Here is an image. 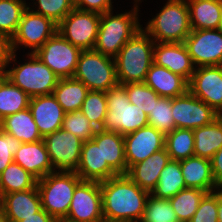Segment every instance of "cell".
I'll return each mask as SVG.
<instances>
[{
    "label": "cell",
    "instance_id": "1f68e13d",
    "mask_svg": "<svg viewBox=\"0 0 222 222\" xmlns=\"http://www.w3.org/2000/svg\"><path fill=\"white\" fill-rule=\"evenodd\" d=\"M37 179L19 164L12 162L0 174V197L8 193L33 189Z\"/></svg>",
    "mask_w": 222,
    "mask_h": 222
},
{
    "label": "cell",
    "instance_id": "7dc6e473",
    "mask_svg": "<svg viewBox=\"0 0 222 222\" xmlns=\"http://www.w3.org/2000/svg\"><path fill=\"white\" fill-rule=\"evenodd\" d=\"M211 167L216 184L222 188V147L212 157Z\"/></svg>",
    "mask_w": 222,
    "mask_h": 222
},
{
    "label": "cell",
    "instance_id": "c3c4849f",
    "mask_svg": "<svg viewBox=\"0 0 222 222\" xmlns=\"http://www.w3.org/2000/svg\"><path fill=\"white\" fill-rule=\"evenodd\" d=\"M19 222H56V220L42 208L39 212Z\"/></svg>",
    "mask_w": 222,
    "mask_h": 222
},
{
    "label": "cell",
    "instance_id": "ab89813d",
    "mask_svg": "<svg viewBox=\"0 0 222 222\" xmlns=\"http://www.w3.org/2000/svg\"><path fill=\"white\" fill-rule=\"evenodd\" d=\"M123 86L126 88L130 103L138 106V108L149 116L155 101H157L160 96L144 82L128 83Z\"/></svg>",
    "mask_w": 222,
    "mask_h": 222
},
{
    "label": "cell",
    "instance_id": "8fae6325",
    "mask_svg": "<svg viewBox=\"0 0 222 222\" xmlns=\"http://www.w3.org/2000/svg\"><path fill=\"white\" fill-rule=\"evenodd\" d=\"M58 24L52 19L32 11L29 6L24 10L17 31L11 39L12 52L20 47L30 48L35 53L57 32ZM33 50V51H32Z\"/></svg>",
    "mask_w": 222,
    "mask_h": 222
},
{
    "label": "cell",
    "instance_id": "ffe728a7",
    "mask_svg": "<svg viewBox=\"0 0 222 222\" xmlns=\"http://www.w3.org/2000/svg\"><path fill=\"white\" fill-rule=\"evenodd\" d=\"M28 108L42 137L62 128L66 113L53 94L31 97Z\"/></svg>",
    "mask_w": 222,
    "mask_h": 222
},
{
    "label": "cell",
    "instance_id": "7c38bea8",
    "mask_svg": "<svg viewBox=\"0 0 222 222\" xmlns=\"http://www.w3.org/2000/svg\"><path fill=\"white\" fill-rule=\"evenodd\" d=\"M54 172H75L78 168L83 141L65 130L43 137Z\"/></svg>",
    "mask_w": 222,
    "mask_h": 222
},
{
    "label": "cell",
    "instance_id": "ee69618b",
    "mask_svg": "<svg viewBox=\"0 0 222 222\" xmlns=\"http://www.w3.org/2000/svg\"><path fill=\"white\" fill-rule=\"evenodd\" d=\"M21 142L11 134L0 129V174L12 162Z\"/></svg>",
    "mask_w": 222,
    "mask_h": 222
},
{
    "label": "cell",
    "instance_id": "4316f807",
    "mask_svg": "<svg viewBox=\"0 0 222 222\" xmlns=\"http://www.w3.org/2000/svg\"><path fill=\"white\" fill-rule=\"evenodd\" d=\"M191 28L219 29L222 19V0H187Z\"/></svg>",
    "mask_w": 222,
    "mask_h": 222
},
{
    "label": "cell",
    "instance_id": "5bb4252c",
    "mask_svg": "<svg viewBox=\"0 0 222 222\" xmlns=\"http://www.w3.org/2000/svg\"><path fill=\"white\" fill-rule=\"evenodd\" d=\"M183 43L195 67L222 65V30L192 29Z\"/></svg>",
    "mask_w": 222,
    "mask_h": 222
},
{
    "label": "cell",
    "instance_id": "2e32d148",
    "mask_svg": "<svg viewBox=\"0 0 222 222\" xmlns=\"http://www.w3.org/2000/svg\"><path fill=\"white\" fill-rule=\"evenodd\" d=\"M188 90L222 116V65L196 67Z\"/></svg>",
    "mask_w": 222,
    "mask_h": 222
},
{
    "label": "cell",
    "instance_id": "f5cc1de1",
    "mask_svg": "<svg viewBox=\"0 0 222 222\" xmlns=\"http://www.w3.org/2000/svg\"><path fill=\"white\" fill-rule=\"evenodd\" d=\"M2 122H3V117H2L1 114H0V129H1V124H2Z\"/></svg>",
    "mask_w": 222,
    "mask_h": 222
},
{
    "label": "cell",
    "instance_id": "db71d44e",
    "mask_svg": "<svg viewBox=\"0 0 222 222\" xmlns=\"http://www.w3.org/2000/svg\"><path fill=\"white\" fill-rule=\"evenodd\" d=\"M0 222H5L1 213H0Z\"/></svg>",
    "mask_w": 222,
    "mask_h": 222
},
{
    "label": "cell",
    "instance_id": "836d02e7",
    "mask_svg": "<svg viewBox=\"0 0 222 222\" xmlns=\"http://www.w3.org/2000/svg\"><path fill=\"white\" fill-rule=\"evenodd\" d=\"M165 149L171 160H183L194 156V133L192 129L175 128L165 135Z\"/></svg>",
    "mask_w": 222,
    "mask_h": 222
},
{
    "label": "cell",
    "instance_id": "d590c367",
    "mask_svg": "<svg viewBox=\"0 0 222 222\" xmlns=\"http://www.w3.org/2000/svg\"><path fill=\"white\" fill-rule=\"evenodd\" d=\"M27 7L25 0H0V33L11 40Z\"/></svg>",
    "mask_w": 222,
    "mask_h": 222
},
{
    "label": "cell",
    "instance_id": "d6986e66",
    "mask_svg": "<svg viewBox=\"0 0 222 222\" xmlns=\"http://www.w3.org/2000/svg\"><path fill=\"white\" fill-rule=\"evenodd\" d=\"M42 209L37 186L0 197V213L5 222H19Z\"/></svg>",
    "mask_w": 222,
    "mask_h": 222
},
{
    "label": "cell",
    "instance_id": "7a4b0ae2",
    "mask_svg": "<svg viewBox=\"0 0 222 222\" xmlns=\"http://www.w3.org/2000/svg\"><path fill=\"white\" fill-rule=\"evenodd\" d=\"M154 40L143 30L138 31L114 57L120 85L144 82L153 64Z\"/></svg>",
    "mask_w": 222,
    "mask_h": 222
},
{
    "label": "cell",
    "instance_id": "d4e9b609",
    "mask_svg": "<svg viewBox=\"0 0 222 222\" xmlns=\"http://www.w3.org/2000/svg\"><path fill=\"white\" fill-rule=\"evenodd\" d=\"M186 188H197L211 193L220 188L212 174L211 160L192 156L180 160Z\"/></svg>",
    "mask_w": 222,
    "mask_h": 222
},
{
    "label": "cell",
    "instance_id": "d6a6232c",
    "mask_svg": "<svg viewBox=\"0 0 222 222\" xmlns=\"http://www.w3.org/2000/svg\"><path fill=\"white\" fill-rule=\"evenodd\" d=\"M30 96L6 76L0 82V114L4 118L29 107Z\"/></svg>",
    "mask_w": 222,
    "mask_h": 222
},
{
    "label": "cell",
    "instance_id": "603a6c76",
    "mask_svg": "<svg viewBox=\"0 0 222 222\" xmlns=\"http://www.w3.org/2000/svg\"><path fill=\"white\" fill-rule=\"evenodd\" d=\"M170 160L166 149H161L147 159L132 165L126 175L140 188L151 193L159 181L161 171Z\"/></svg>",
    "mask_w": 222,
    "mask_h": 222
},
{
    "label": "cell",
    "instance_id": "ac0fdd59",
    "mask_svg": "<svg viewBox=\"0 0 222 222\" xmlns=\"http://www.w3.org/2000/svg\"><path fill=\"white\" fill-rule=\"evenodd\" d=\"M153 63L184 77L188 82L196 68L184 43L155 42Z\"/></svg>",
    "mask_w": 222,
    "mask_h": 222
},
{
    "label": "cell",
    "instance_id": "681fc988",
    "mask_svg": "<svg viewBox=\"0 0 222 222\" xmlns=\"http://www.w3.org/2000/svg\"><path fill=\"white\" fill-rule=\"evenodd\" d=\"M218 222H222V188H218Z\"/></svg>",
    "mask_w": 222,
    "mask_h": 222
},
{
    "label": "cell",
    "instance_id": "f35d334b",
    "mask_svg": "<svg viewBox=\"0 0 222 222\" xmlns=\"http://www.w3.org/2000/svg\"><path fill=\"white\" fill-rule=\"evenodd\" d=\"M140 222H179L169 199L149 194Z\"/></svg>",
    "mask_w": 222,
    "mask_h": 222
},
{
    "label": "cell",
    "instance_id": "f546056e",
    "mask_svg": "<svg viewBox=\"0 0 222 222\" xmlns=\"http://www.w3.org/2000/svg\"><path fill=\"white\" fill-rule=\"evenodd\" d=\"M89 89L86 85L74 78H60L53 90V96L61 105L63 111H80Z\"/></svg>",
    "mask_w": 222,
    "mask_h": 222
},
{
    "label": "cell",
    "instance_id": "9c48e42d",
    "mask_svg": "<svg viewBox=\"0 0 222 222\" xmlns=\"http://www.w3.org/2000/svg\"><path fill=\"white\" fill-rule=\"evenodd\" d=\"M101 14L74 8L59 24L57 31L81 50H93Z\"/></svg>",
    "mask_w": 222,
    "mask_h": 222
},
{
    "label": "cell",
    "instance_id": "7bdbcfd3",
    "mask_svg": "<svg viewBox=\"0 0 222 222\" xmlns=\"http://www.w3.org/2000/svg\"><path fill=\"white\" fill-rule=\"evenodd\" d=\"M189 222H218V189L203 197Z\"/></svg>",
    "mask_w": 222,
    "mask_h": 222
},
{
    "label": "cell",
    "instance_id": "cb8c5ba5",
    "mask_svg": "<svg viewBox=\"0 0 222 222\" xmlns=\"http://www.w3.org/2000/svg\"><path fill=\"white\" fill-rule=\"evenodd\" d=\"M144 83L165 98H174L188 91V81L184 77L155 63L150 66Z\"/></svg>",
    "mask_w": 222,
    "mask_h": 222
},
{
    "label": "cell",
    "instance_id": "f907efd6",
    "mask_svg": "<svg viewBox=\"0 0 222 222\" xmlns=\"http://www.w3.org/2000/svg\"><path fill=\"white\" fill-rule=\"evenodd\" d=\"M5 77V71L0 68V82L4 79Z\"/></svg>",
    "mask_w": 222,
    "mask_h": 222
},
{
    "label": "cell",
    "instance_id": "83f0119b",
    "mask_svg": "<svg viewBox=\"0 0 222 222\" xmlns=\"http://www.w3.org/2000/svg\"><path fill=\"white\" fill-rule=\"evenodd\" d=\"M1 130L11 134L21 143H33L43 139L29 108L4 117Z\"/></svg>",
    "mask_w": 222,
    "mask_h": 222
},
{
    "label": "cell",
    "instance_id": "52a82bcc",
    "mask_svg": "<svg viewBox=\"0 0 222 222\" xmlns=\"http://www.w3.org/2000/svg\"><path fill=\"white\" fill-rule=\"evenodd\" d=\"M27 57L26 63L8 68L5 76L30 97L53 94L60 78L34 53Z\"/></svg>",
    "mask_w": 222,
    "mask_h": 222
},
{
    "label": "cell",
    "instance_id": "7402d4cb",
    "mask_svg": "<svg viewBox=\"0 0 222 222\" xmlns=\"http://www.w3.org/2000/svg\"><path fill=\"white\" fill-rule=\"evenodd\" d=\"M13 160L37 180L54 172L43 139L33 143H21Z\"/></svg>",
    "mask_w": 222,
    "mask_h": 222
},
{
    "label": "cell",
    "instance_id": "ba28073f",
    "mask_svg": "<svg viewBox=\"0 0 222 222\" xmlns=\"http://www.w3.org/2000/svg\"><path fill=\"white\" fill-rule=\"evenodd\" d=\"M90 91H103L117 86L116 64L113 57L93 50H82L73 76Z\"/></svg>",
    "mask_w": 222,
    "mask_h": 222
},
{
    "label": "cell",
    "instance_id": "5b68a950",
    "mask_svg": "<svg viewBox=\"0 0 222 222\" xmlns=\"http://www.w3.org/2000/svg\"><path fill=\"white\" fill-rule=\"evenodd\" d=\"M81 181L75 172H52L37 180L42 208L55 220L66 218L74 190Z\"/></svg>",
    "mask_w": 222,
    "mask_h": 222
},
{
    "label": "cell",
    "instance_id": "74e56055",
    "mask_svg": "<svg viewBox=\"0 0 222 222\" xmlns=\"http://www.w3.org/2000/svg\"><path fill=\"white\" fill-rule=\"evenodd\" d=\"M148 125L165 135L176 128L172 114V98L160 97L155 101L148 116Z\"/></svg>",
    "mask_w": 222,
    "mask_h": 222
},
{
    "label": "cell",
    "instance_id": "4dcf8cb0",
    "mask_svg": "<svg viewBox=\"0 0 222 222\" xmlns=\"http://www.w3.org/2000/svg\"><path fill=\"white\" fill-rule=\"evenodd\" d=\"M185 188L180 161L170 160L161 171L159 181L150 194L156 198L169 199Z\"/></svg>",
    "mask_w": 222,
    "mask_h": 222
},
{
    "label": "cell",
    "instance_id": "e0dca14e",
    "mask_svg": "<svg viewBox=\"0 0 222 222\" xmlns=\"http://www.w3.org/2000/svg\"><path fill=\"white\" fill-rule=\"evenodd\" d=\"M125 157L128 169L165 148V134L153 126H145L124 135Z\"/></svg>",
    "mask_w": 222,
    "mask_h": 222
},
{
    "label": "cell",
    "instance_id": "277c9868",
    "mask_svg": "<svg viewBox=\"0 0 222 222\" xmlns=\"http://www.w3.org/2000/svg\"><path fill=\"white\" fill-rule=\"evenodd\" d=\"M143 30L154 42L183 43L192 31L187 0H168Z\"/></svg>",
    "mask_w": 222,
    "mask_h": 222
},
{
    "label": "cell",
    "instance_id": "11a10c76",
    "mask_svg": "<svg viewBox=\"0 0 222 222\" xmlns=\"http://www.w3.org/2000/svg\"><path fill=\"white\" fill-rule=\"evenodd\" d=\"M134 1H135L134 3H136V4H137V3H138V2H140L141 0H134Z\"/></svg>",
    "mask_w": 222,
    "mask_h": 222
},
{
    "label": "cell",
    "instance_id": "f6af8a7d",
    "mask_svg": "<svg viewBox=\"0 0 222 222\" xmlns=\"http://www.w3.org/2000/svg\"><path fill=\"white\" fill-rule=\"evenodd\" d=\"M74 8L100 14L113 10L112 0H74Z\"/></svg>",
    "mask_w": 222,
    "mask_h": 222
},
{
    "label": "cell",
    "instance_id": "6da1fadb",
    "mask_svg": "<svg viewBox=\"0 0 222 222\" xmlns=\"http://www.w3.org/2000/svg\"><path fill=\"white\" fill-rule=\"evenodd\" d=\"M104 222H140L149 192L126 174L100 182Z\"/></svg>",
    "mask_w": 222,
    "mask_h": 222
},
{
    "label": "cell",
    "instance_id": "f1b7e54d",
    "mask_svg": "<svg viewBox=\"0 0 222 222\" xmlns=\"http://www.w3.org/2000/svg\"><path fill=\"white\" fill-rule=\"evenodd\" d=\"M194 133V156L211 160L222 147V116L212 123L198 127Z\"/></svg>",
    "mask_w": 222,
    "mask_h": 222
},
{
    "label": "cell",
    "instance_id": "9f6ffc18",
    "mask_svg": "<svg viewBox=\"0 0 222 222\" xmlns=\"http://www.w3.org/2000/svg\"><path fill=\"white\" fill-rule=\"evenodd\" d=\"M220 30H222V19H221V25H220V28H219Z\"/></svg>",
    "mask_w": 222,
    "mask_h": 222
},
{
    "label": "cell",
    "instance_id": "e575fe53",
    "mask_svg": "<svg viewBox=\"0 0 222 222\" xmlns=\"http://www.w3.org/2000/svg\"><path fill=\"white\" fill-rule=\"evenodd\" d=\"M206 194L207 192L201 189L185 188L169 198L178 221L189 222Z\"/></svg>",
    "mask_w": 222,
    "mask_h": 222
},
{
    "label": "cell",
    "instance_id": "30bf717a",
    "mask_svg": "<svg viewBox=\"0 0 222 222\" xmlns=\"http://www.w3.org/2000/svg\"><path fill=\"white\" fill-rule=\"evenodd\" d=\"M81 51L57 31L34 54L59 78H73Z\"/></svg>",
    "mask_w": 222,
    "mask_h": 222
},
{
    "label": "cell",
    "instance_id": "60d3db41",
    "mask_svg": "<svg viewBox=\"0 0 222 222\" xmlns=\"http://www.w3.org/2000/svg\"><path fill=\"white\" fill-rule=\"evenodd\" d=\"M62 129L74 134L83 142L92 139L98 130L81 111L67 112Z\"/></svg>",
    "mask_w": 222,
    "mask_h": 222
},
{
    "label": "cell",
    "instance_id": "9a60e30c",
    "mask_svg": "<svg viewBox=\"0 0 222 222\" xmlns=\"http://www.w3.org/2000/svg\"><path fill=\"white\" fill-rule=\"evenodd\" d=\"M172 114L176 128L192 130L208 125L220 116L189 90L172 98Z\"/></svg>",
    "mask_w": 222,
    "mask_h": 222
},
{
    "label": "cell",
    "instance_id": "bcb514c9",
    "mask_svg": "<svg viewBox=\"0 0 222 222\" xmlns=\"http://www.w3.org/2000/svg\"><path fill=\"white\" fill-rule=\"evenodd\" d=\"M16 57V53L12 52L11 40L0 33V68L6 72V68L16 62Z\"/></svg>",
    "mask_w": 222,
    "mask_h": 222
},
{
    "label": "cell",
    "instance_id": "44dd1931",
    "mask_svg": "<svg viewBox=\"0 0 222 222\" xmlns=\"http://www.w3.org/2000/svg\"><path fill=\"white\" fill-rule=\"evenodd\" d=\"M76 174L82 180L98 182L118 175L108 164H103L101 142H95L93 139H89L82 144Z\"/></svg>",
    "mask_w": 222,
    "mask_h": 222
},
{
    "label": "cell",
    "instance_id": "8992f818",
    "mask_svg": "<svg viewBox=\"0 0 222 222\" xmlns=\"http://www.w3.org/2000/svg\"><path fill=\"white\" fill-rule=\"evenodd\" d=\"M107 114L102 129L125 135L148 125V115L135 104L130 103L123 85L105 92Z\"/></svg>",
    "mask_w": 222,
    "mask_h": 222
},
{
    "label": "cell",
    "instance_id": "484cf974",
    "mask_svg": "<svg viewBox=\"0 0 222 222\" xmlns=\"http://www.w3.org/2000/svg\"><path fill=\"white\" fill-rule=\"evenodd\" d=\"M92 139L101 142L103 164H108L117 174H127L124 135L98 129Z\"/></svg>",
    "mask_w": 222,
    "mask_h": 222
},
{
    "label": "cell",
    "instance_id": "816d5d0a",
    "mask_svg": "<svg viewBox=\"0 0 222 222\" xmlns=\"http://www.w3.org/2000/svg\"><path fill=\"white\" fill-rule=\"evenodd\" d=\"M56 222H74V221H71L67 218H64V219H59V220H56Z\"/></svg>",
    "mask_w": 222,
    "mask_h": 222
},
{
    "label": "cell",
    "instance_id": "8d00e7d4",
    "mask_svg": "<svg viewBox=\"0 0 222 222\" xmlns=\"http://www.w3.org/2000/svg\"><path fill=\"white\" fill-rule=\"evenodd\" d=\"M80 111L97 129H102L108 111L105 92L89 90Z\"/></svg>",
    "mask_w": 222,
    "mask_h": 222
},
{
    "label": "cell",
    "instance_id": "b9f144b4",
    "mask_svg": "<svg viewBox=\"0 0 222 222\" xmlns=\"http://www.w3.org/2000/svg\"><path fill=\"white\" fill-rule=\"evenodd\" d=\"M33 4L38 5L35 13L41 14L44 17L52 19L56 24H59L73 9L74 0H36Z\"/></svg>",
    "mask_w": 222,
    "mask_h": 222
},
{
    "label": "cell",
    "instance_id": "4fadbf2b",
    "mask_svg": "<svg viewBox=\"0 0 222 222\" xmlns=\"http://www.w3.org/2000/svg\"><path fill=\"white\" fill-rule=\"evenodd\" d=\"M66 218L74 222H104L100 182L82 180L76 186Z\"/></svg>",
    "mask_w": 222,
    "mask_h": 222
},
{
    "label": "cell",
    "instance_id": "3957f363",
    "mask_svg": "<svg viewBox=\"0 0 222 222\" xmlns=\"http://www.w3.org/2000/svg\"><path fill=\"white\" fill-rule=\"evenodd\" d=\"M138 7L135 3L129 12L113 15L111 10L101 14L94 50L114 58L126 42L142 29Z\"/></svg>",
    "mask_w": 222,
    "mask_h": 222
}]
</instances>
